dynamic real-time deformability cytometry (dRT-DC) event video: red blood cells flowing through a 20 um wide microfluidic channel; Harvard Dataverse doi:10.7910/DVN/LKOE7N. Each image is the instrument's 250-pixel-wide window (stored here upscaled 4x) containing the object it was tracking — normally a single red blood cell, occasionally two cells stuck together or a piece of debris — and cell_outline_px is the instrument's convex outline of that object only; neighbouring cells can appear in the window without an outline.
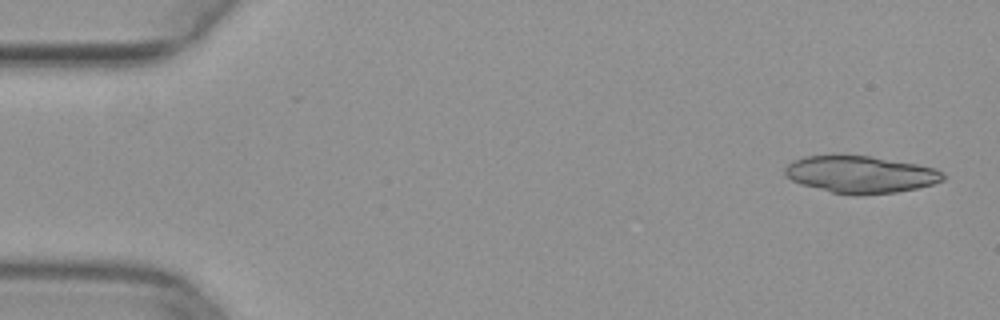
{"species": "common noctule bat (a hibernating species)", "species_latin": "Nyctalus noctula", "temperature_condition": "warm", "stored_images_in_passage": 48, "camera_frame_rate_fps": 3000, "um_per_image_px": 0.085, "animal": {"sex": "female", "body_mass_g": 29.2, "forearm_length_mm": 56.3}, "frame": {"image": 1, "passage_image": 1, "time_ms": 0.0, "image_size_px": [1000, 320], "cell_outline_px": [[944, 180], [932, 184], [916, 188], [896, 192], [860, 196], [852, 196], [832, 192], [800, 184], [784, 176], [784, 168], [788, 164], [804, 156], [872, 156], [916, 164], [936, 168], [944, 172]], "centroid_in_image_um": [73.15, 14.84], "position_along_channel_um": 11.9, "area_um2": 34.22}}
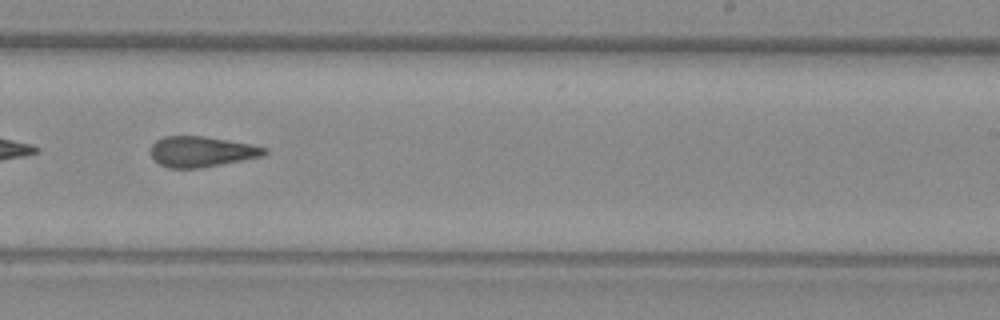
{"frame": {"image": 2, "passage_image": 30, "time_ms": 9.667, "image_size_px": [1000, 320], "cell_outline_px": [[268, 152], [264, 156], [200, 168], [168, 168], [160, 164], [152, 156], [152, 144], [156, 140], [164, 136], [204, 136], [252, 144], [268, 148]], "centroid_in_image_um": [17.17, 12.88], "position_along_channel_um": 271.8, "area_um2": 20.23}}
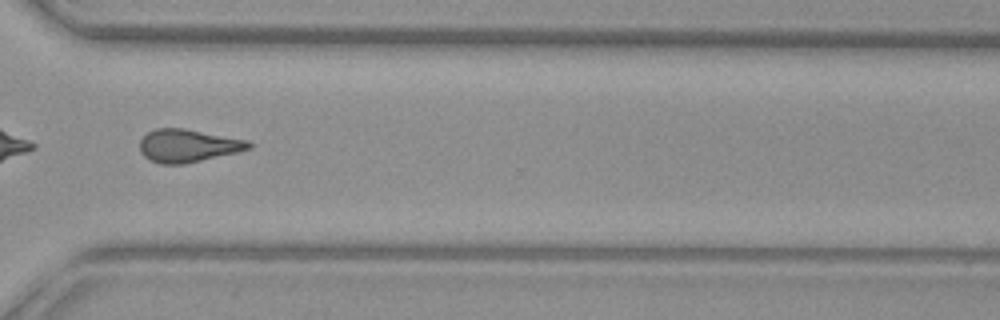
{"frame": {"image": 3, "passage_image": 36, "time_ms": 11.667, "image_size_px": [1000, 320], "cell_outline_px": [[252, 148], [236, 152], [184, 164], [160, 164], [144, 156], [140, 152], [140, 140], [148, 132], [156, 128], [184, 128], [248, 140], [252, 144]], "centroid_in_image_um": [15.97, 12.37], "position_along_channel_um": 354.6, "area_um2": 20.75}}